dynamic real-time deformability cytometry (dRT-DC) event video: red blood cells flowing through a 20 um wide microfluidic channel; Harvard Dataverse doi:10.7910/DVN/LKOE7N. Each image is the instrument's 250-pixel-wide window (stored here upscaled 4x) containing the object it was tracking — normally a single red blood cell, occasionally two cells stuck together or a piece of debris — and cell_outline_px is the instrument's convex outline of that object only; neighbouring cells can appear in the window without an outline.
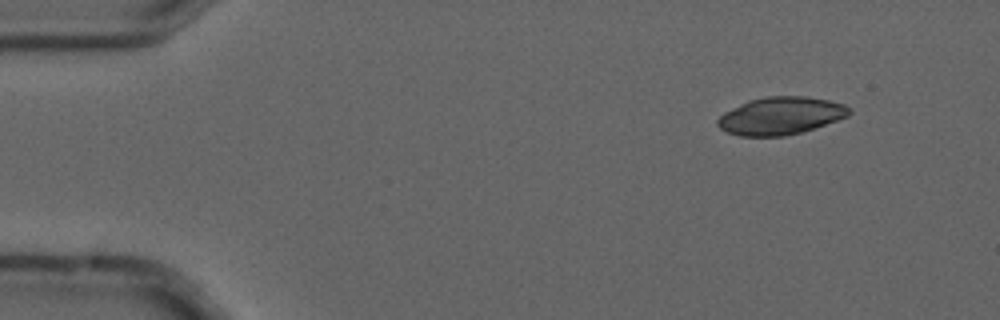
{"species": "common noctule bat (a hibernating species)", "species_latin": "Nyctalus noctula", "temperature_condition": "cold", "stored_images_in_passage": 6, "camera_frame_rate_fps": 3000, "um_per_image_px": 0.085, "animal": {"sex": "male", "forearm_length_mm": 52.5}, "frame": {"image": 1, "passage_image": 2, "time_ms": 0.333, "image_size_px": [1000, 320], "cell_outline_px": [[852, 112], [848, 116], [800, 132], [784, 136], [740, 136], [728, 132], [720, 128], [716, 124], [716, 120], [724, 112], [748, 100], [768, 96], [804, 96], [828, 100], [844, 104]], "centroid_in_image_um": [66.32, 9.83], "position_along_channel_um": 18.7, "area_um2": 28.55}}